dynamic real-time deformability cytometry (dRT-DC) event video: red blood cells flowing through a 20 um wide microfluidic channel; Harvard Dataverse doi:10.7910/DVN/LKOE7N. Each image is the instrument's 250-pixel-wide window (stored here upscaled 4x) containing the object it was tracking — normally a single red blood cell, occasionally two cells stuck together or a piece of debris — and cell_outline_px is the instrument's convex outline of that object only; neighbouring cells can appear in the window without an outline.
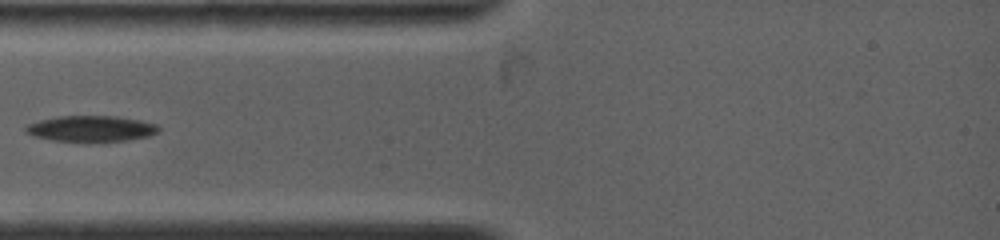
{"species": "common noctule bat (a hibernating species)", "species_latin": "Nyctalus noctula", "temperature_condition": "warm", "stored_images_in_passage": 7, "camera_frame_rate_fps": 4500, "um_per_image_px": 0.085, "animal": {"sex": "female", "body_mass_g": 19.0, "forearm_length_mm": 53.3}, "frame": {"image": 1, "passage_image": 2, "time_ms": 0.889, "image_size_px": [1000, 240], "cell_outline_px": [[160, 128], [156, 132], [148, 136], [124, 140], [52, 140], [36, 136], [24, 132], [24, 128], [28, 124], [40, 120], [56, 116], [112, 116], [140, 120], [156, 124]], "centroid_in_image_um": [7.71, 10.9], "position_along_channel_um": 77.3, "area_um2": 19.42}}
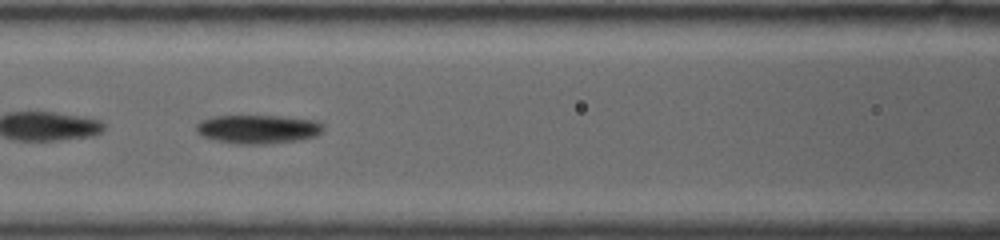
{"frame": {"image": 2, "passage_image": 5, "time_ms": 2.667, "image_size_px": [1000, 240], "cell_outline_px": [[324, 128], [316, 136], [300, 140], [260, 144], [236, 144], [204, 136], [196, 132], [196, 124], [200, 120], [212, 116], [280, 116], [316, 120]], "centroid_in_image_um": [21.92, 10.97], "position_along_channel_um": 144.7, "area_um2": 21.1}}